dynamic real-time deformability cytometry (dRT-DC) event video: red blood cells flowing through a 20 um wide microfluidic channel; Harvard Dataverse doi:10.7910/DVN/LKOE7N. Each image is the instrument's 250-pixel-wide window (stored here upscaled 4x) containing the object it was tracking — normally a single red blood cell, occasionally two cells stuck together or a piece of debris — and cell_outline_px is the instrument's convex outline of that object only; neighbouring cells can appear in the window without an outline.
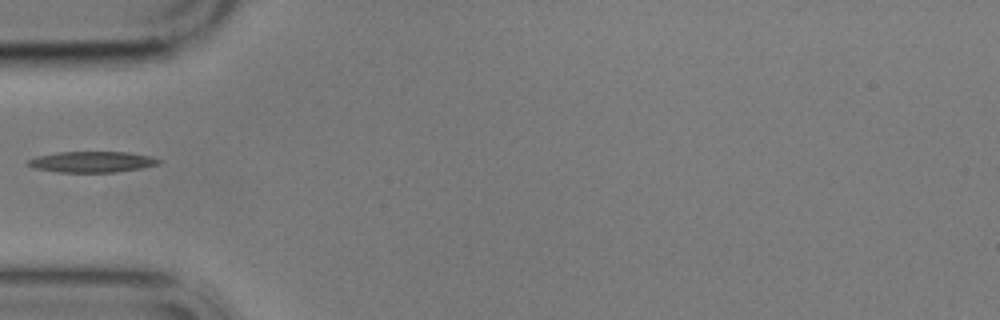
{"species": "common noctule bat (a hibernating species)", "species_latin": "Nyctalus noctula", "temperature_condition": "cold", "stored_images_in_passage": 5, "camera_frame_rate_fps": 3000, "um_per_image_px": 0.085, "animal": {"sex": "male", "body_mass_g": 17.9}, "frame": {"image": 1, "passage_image": 2, "time_ms": 1.333, "image_size_px": [1000, 320], "cell_outline_px": [[164, 160], [160, 164], [140, 168], [116, 172], [60, 172], [32, 168], [24, 164], [28, 160], [36, 156], [56, 152], [128, 152], [152, 156]], "centroid_in_image_um": [7.82, 13.75], "position_along_channel_um": 77.2, "area_um2": 16.18}}
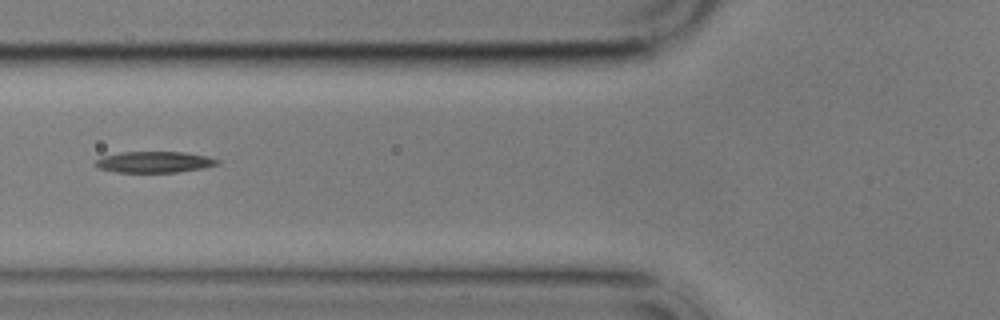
{"frame": {"image": 2, "passage_image": 3, "time_ms": 2.333, "image_size_px": [1000, 320], "cell_outline_px": [[220, 164], [204, 168], [176, 172], [116, 172], [96, 168], [92, 164], [96, 160], [104, 156], [120, 152], [184, 152], [204, 156], [220, 160]], "centroid_in_image_um": [13.08, 13.78], "position_along_channel_um": 112.7, "area_um2": 15.09}}
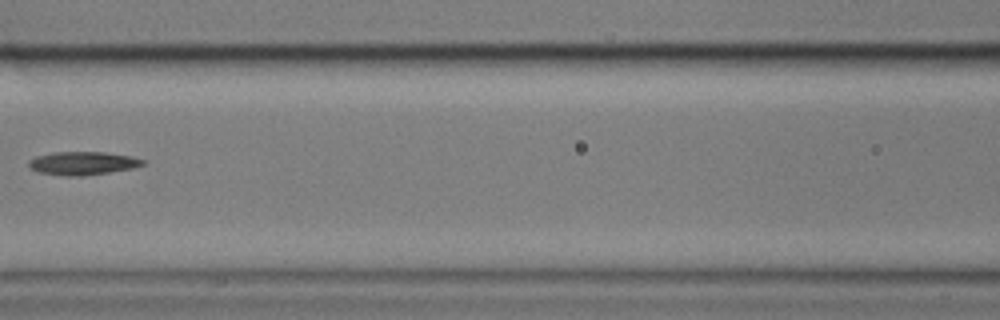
{"frame": {"image": 3, "passage_image": 4, "time_ms": 3.667, "image_size_px": [1000, 320], "cell_outline_px": [[148, 164], [132, 168], [108, 172], [80, 176], [64, 176], [36, 172], [28, 168], [28, 160], [36, 156], [56, 152], [104, 152], [132, 156], [144, 160]], "centroid_in_image_um": [7.0, 13.88], "position_along_channel_um": 159.6, "area_um2": 15.61}}